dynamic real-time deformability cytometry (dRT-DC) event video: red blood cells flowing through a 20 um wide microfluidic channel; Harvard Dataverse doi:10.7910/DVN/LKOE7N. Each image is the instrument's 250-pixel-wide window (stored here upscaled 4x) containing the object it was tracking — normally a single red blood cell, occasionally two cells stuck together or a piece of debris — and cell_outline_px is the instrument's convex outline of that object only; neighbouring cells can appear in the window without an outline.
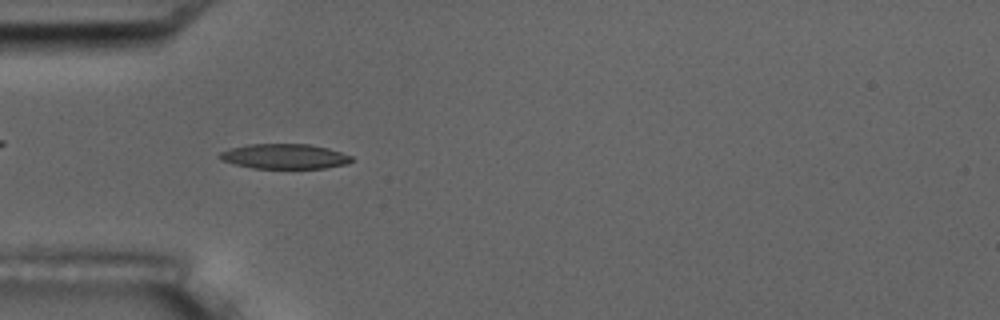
{"species": "common noctule bat (a hibernating species)", "species_latin": "Nyctalus noctula", "temperature_condition": "room temperature", "stored_images_in_passage": 6, "camera_frame_rate_fps": 3000, "um_per_image_px": 0.085, "animal": {"sex": "male", "body_mass_g": 17.5, "forearm_length_mm": 52.3}, "frame": {"image": 1, "passage_image": 5, "time_ms": 5.667, "image_size_px": [1000, 320], "cell_outline_px": [[352, 160], [348, 164], [324, 168], [252, 168], [220, 160], [216, 156], [220, 152], [228, 148], [248, 144], [308, 144], [328, 148], [352, 156]], "centroid_in_image_um": [24.14, 13.29], "position_along_channel_um": 60.9, "area_um2": 19.25}}